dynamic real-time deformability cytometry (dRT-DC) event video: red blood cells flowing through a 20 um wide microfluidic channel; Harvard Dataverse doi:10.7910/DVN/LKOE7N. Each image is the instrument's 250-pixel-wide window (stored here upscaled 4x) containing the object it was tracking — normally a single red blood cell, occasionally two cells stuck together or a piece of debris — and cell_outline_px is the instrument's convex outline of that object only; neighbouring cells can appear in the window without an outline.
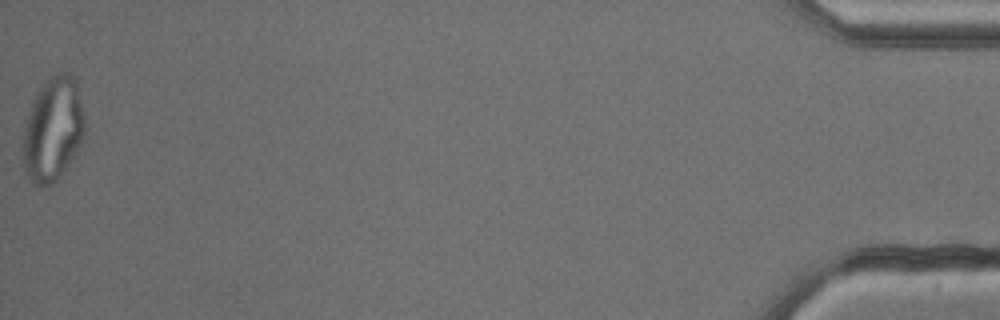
{"species": "common noctule bat (a hibernating species)", "species_latin": "Nyctalus noctula", "temperature_condition": "cold", "stored_images_in_passage": 48, "camera_frame_rate_fps": 3000, "um_per_image_px": 0.085, "animal": {"sex": "male", "body_mass_g": 13.3}, "frame": {"image": 1, "passage_image": 48, "time_ms": 15.667, "image_size_px": [1000, 320], "cell_outline_px": [[84, 140], [80, 148], [60, 176], [56, 180], [48, 184], [32, 184], [24, 172], [20, 144], [24, 124], [36, 92], [48, 76], [56, 72], [68, 72], [76, 76], [84, 112]], "centroid_in_image_um": [4.48, 10.95], "position_along_channel_um": 430.7, "area_um2": 38.61}}